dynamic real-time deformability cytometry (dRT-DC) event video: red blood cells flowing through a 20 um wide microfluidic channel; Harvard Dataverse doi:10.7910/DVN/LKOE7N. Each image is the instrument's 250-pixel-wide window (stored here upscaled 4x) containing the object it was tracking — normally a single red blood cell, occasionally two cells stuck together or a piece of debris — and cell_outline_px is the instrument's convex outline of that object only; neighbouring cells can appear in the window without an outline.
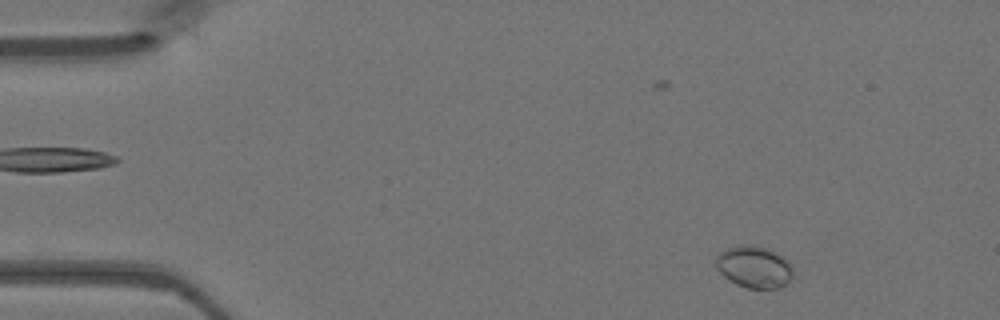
{"species": "Egyptian fruit bat (a non-hibernating species)", "species_latin": "Rousettus aegyptiacus", "temperature_condition": "warm", "stored_images_in_passage": 43, "camera_frame_rate_fps": 3000, "um_per_image_px": 0.085, "animal": {"sex": "female"}, "frame": {"image": 1, "passage_image": 1, "time_ms": 0.0, "image_size_px": [1000, 320], "cell_outline_px": [[792, 276], [780, 288], [748, 288], [736, 284], [728, 280], [716, 268], [716, 256], [720, 252], [728, 248], [744, 244], [752, 244], [768, 248], [784, 256], [792, 264]], "centroid_in_image_um": [64.1, 22.67], "position_along_channel_um": 20.9, "area_um2": 18.96}}
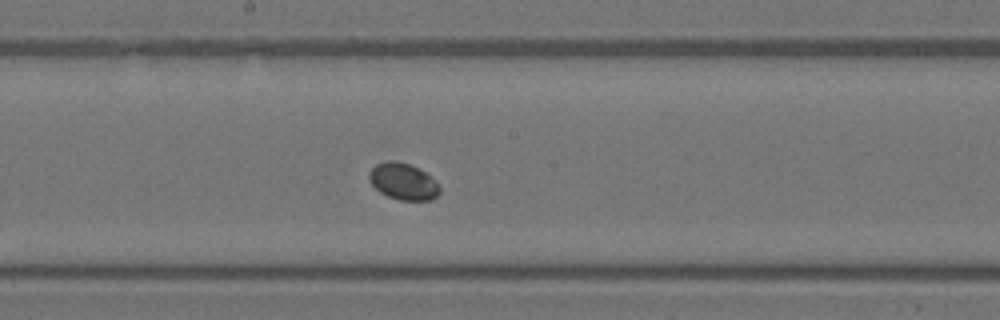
{"frame": {"image": 2, "passage_image": 21, "time_ms": 6.667, "image_size_px": [1000, 320], "cell_outline_px": [[440, 192], [432, 200], [400, 200], [388, 196], [380, 192], [368, 180], [368, 172], [376, 164], [388, 160], [396, 160], [408, 164], [424, 172], [440, 188]], "centroid_in_image_um": [34.22, 15.42], "position_along_channel_um": 214.0, "area_um2": 14.8}}
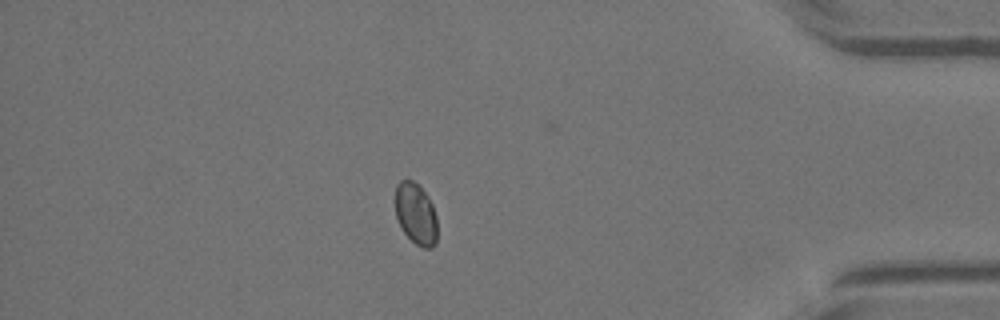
{"frame": {"image": 3, "passage_image": 37, "time_ms": 12.0, "image_size_px": [1000, 320], "cell_outline_px": [[436, 244], [432, 248], [424, 248], [416, 244], [404, 232], [396, 216], [396, 184], [400, 180], [412, 180], [428, 196], [432, 204], [436, 216]], "centroid_in_image_um": [35.35, 18.18], "position_along_channel_um": 399.8, "area_um2": 14.8}}